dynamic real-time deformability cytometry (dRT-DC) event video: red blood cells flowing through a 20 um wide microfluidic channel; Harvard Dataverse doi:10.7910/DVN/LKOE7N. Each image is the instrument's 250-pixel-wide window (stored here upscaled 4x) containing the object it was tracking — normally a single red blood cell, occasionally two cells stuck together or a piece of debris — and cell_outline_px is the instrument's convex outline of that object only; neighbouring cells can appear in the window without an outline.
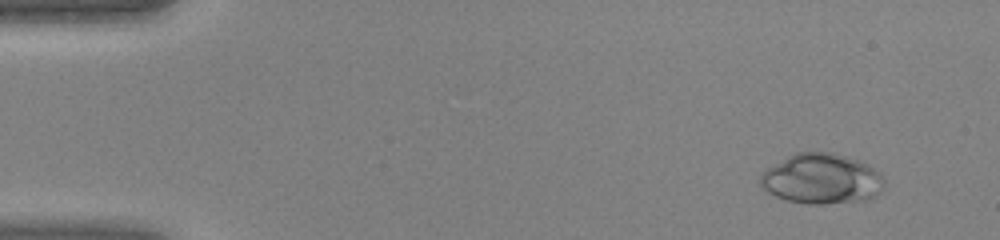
{"species": "human", "species_latin": "Homo sapiens", "temperature_condition": "warm", "stored_images_in_passage": 45, "camera_frame_rate_fps": 3000, "um_per_image_px": 0.085, "donor": {"sex": "female"}, "frame": {"image": 1, "passage_image": 4, "time_ms": 1.0, "image_size_px": [1000, 240], "cell_outline_px": [[884, 180], [880, 192], [876, 196], [864, 200], [824, 204], [808, 204], [788, 200], [776, 196], [768, 192], [760, 184], [760, 176], [768, 168], [788, 156], [796, 152], [832, 152], [848, 156], [872, 168]], "centroid_in_image_um": [69.82, 15.2], "position_along_channel_um": 15.2, "area_um2": 35.78}}
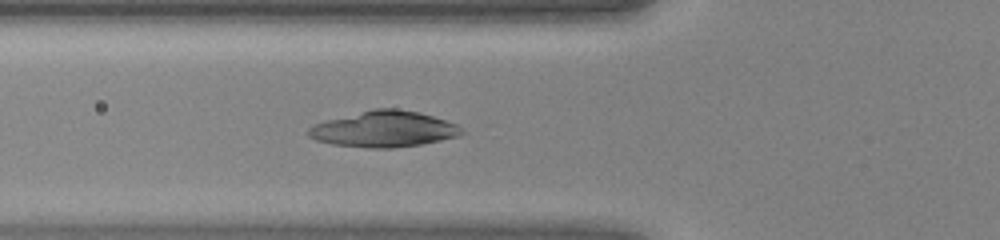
{"frame": {"image": 2, "passage_image": 17, "time_ms": 5.333, "image_size_px": [1000, 240], "cell_outline_px": [[464, 132], [460, 136], [424, 144], [392, 148], [368, 148], [332, 144], [316, 140], [308, 136], [308, 128], [312, 124], [372, 108], [396, 108], [420, 112], [456, 124]], "centroid_in_image_um": [32.62, 10.97], "position_along_channel_um": 93.2, "area_um2": 32.25}}
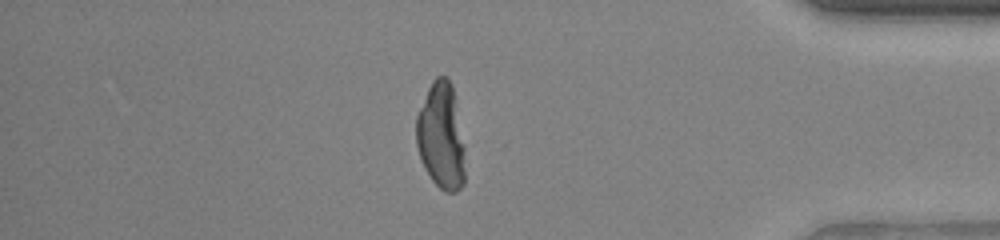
{"frame": {"image": 3, "passage_image": 39, "time_ms": 12.667, "image_size_px": [1000, 240], "cell_outline_px": [[464, 184], [456, 192], [444, 192], [432, 180], [424, 168], [420, 160], [416, 144], [416, 116], [428, 88], [432, 80], [436, 76], [448, 76], [452, 84], [456, 100], [464, 148]], "centroid_in_image_um": [37.49, 11.56], "position_along_channel_um": 397.7, "area_um2": 30.58}}